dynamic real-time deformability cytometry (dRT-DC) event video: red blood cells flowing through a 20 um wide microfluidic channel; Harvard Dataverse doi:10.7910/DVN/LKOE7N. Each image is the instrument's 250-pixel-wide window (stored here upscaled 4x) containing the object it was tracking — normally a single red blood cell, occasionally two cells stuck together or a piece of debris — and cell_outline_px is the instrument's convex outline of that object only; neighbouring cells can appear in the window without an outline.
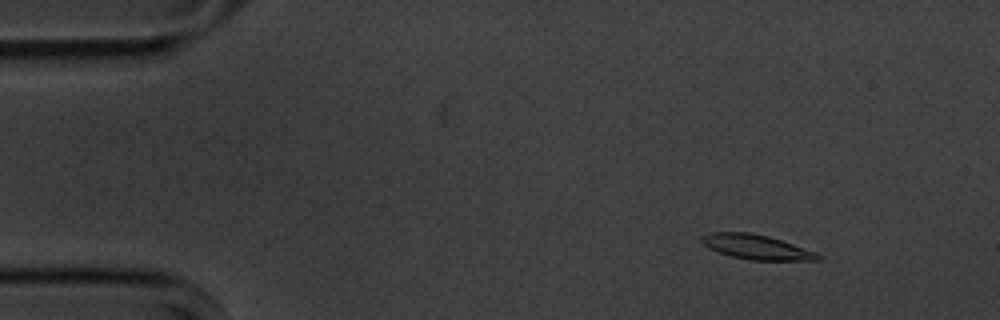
{"species": "common noctule bat (a hibernating species)", "species_latin": "Nyctalus noctula", "temperature_condition": "cold", "stored_images_in_passage": 4, "camera_frame_rate_fps": 3000, "um_per_image_px": 0.085, "animal": {"sex": "male", "body_mass_g": 20.1, "forearm_length_mm": 53.5}, "frame": {"image": 1, "passage_image": 1, "time_ms": 0.0, "image_size_px": [1000, 320], "cell_outline_px": [[824, 260], [748, 260], [732, 256], [708, 248], [700, 240], [700, 236], [712, 232], [748, 232], [768, 236], [816, 252], [824, 256]], "centroid_in_image_um": [64.31, 21.0], "position_along_channel_um": 20.7, "area_um2": 16.65}}